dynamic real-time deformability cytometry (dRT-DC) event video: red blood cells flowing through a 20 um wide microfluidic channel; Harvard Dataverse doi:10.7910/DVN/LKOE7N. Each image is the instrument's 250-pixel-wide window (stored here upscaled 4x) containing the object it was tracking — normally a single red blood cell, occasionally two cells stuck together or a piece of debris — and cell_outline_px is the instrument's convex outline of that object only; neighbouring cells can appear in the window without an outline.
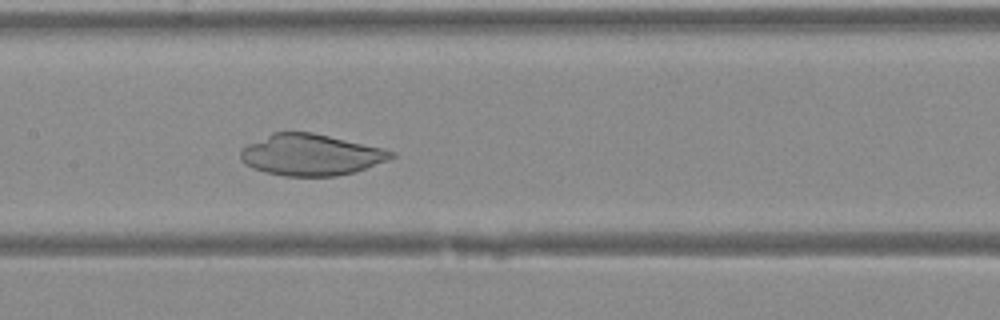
{"species": "Egyptian fruit bat (a non-hibernating species)", "species_latin": "Rousettus aegyptiacus", "temperature_condition": "warm", "stored_images_in_passage": 41, "camera_frame_rate_fps": 3000, "um_per_image_px": 0.085, "animal": {"sex": "female"}, "frame": {"image": 1, "passage_image": 20, "time_ms": 6.333, "image_size_px": [1000, 320], "cell_outline_px": [[396, 156], [388, 160], [352, 172], [336, 176], [284, 176], [264, 172], [252, 168], [244, 164], [240, 160], [240, 152], [248, 144], [272, 132], [312, 132], [380, 148], [396, 152]], "centroid_in_image_um": [26.37, 13.16], "position_along_channel_um": 181.0, "area_um2": 35.95}}
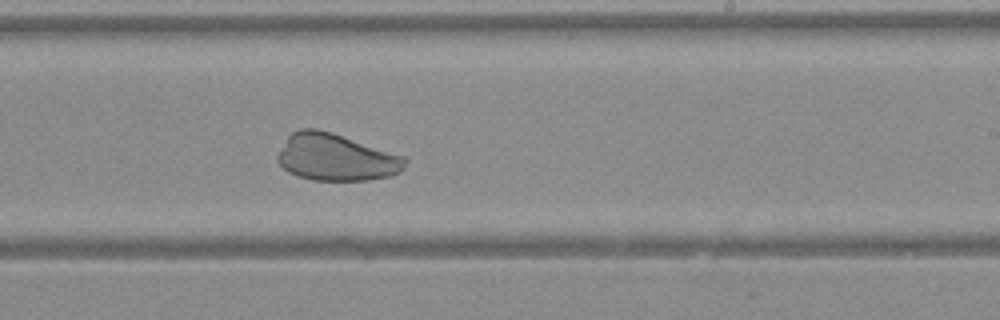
{"frame": {"image": 2, "passage_image": 25, "time_ms": 8.0, "image_size_px": [1000, 320], "cell_outline_px": [[408, 160], [404, 168], [400, 172], [392, 176], [368, 180], [312, 180], [296, 176], [288, 172], [276, 160], [276, 156], [288, 136], [292, 132], [300, 128], [316, 128], [332, 132], [404, 156]], "centroid_in_image_um": [28.55, 13.37], "position_along_channel_um": 260.4, "area_um2": 35.08}}
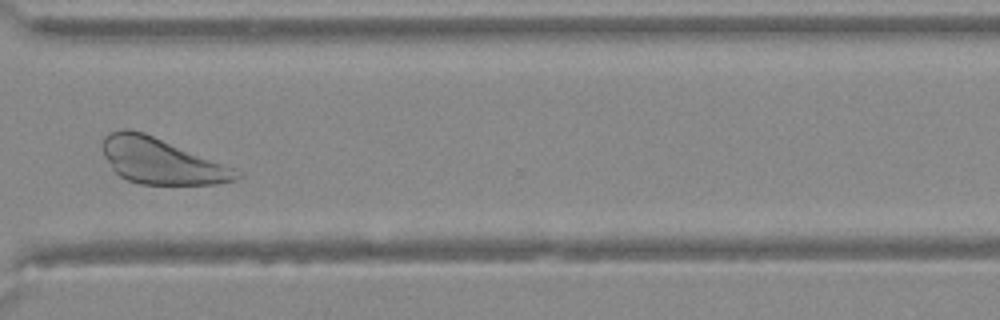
{"frame": {"image": 3, "passage_image": 31, "time_ms": 10.0, "image_size_px": [1000, 320], "cell_outline_px": [[244, 176], [236, 180], [216, 184], [140, 184], [128, 180], [120, 176], [112, 168], [104, 156], [100, 144], [104, 136], [108, 132], [124, 128], [128, 128], [144, 132], [236, 168]], "centroid_in_image_um": [13.7, 13.67], "position_along_channel_um": 356.9, "area_um2": 36.01}}